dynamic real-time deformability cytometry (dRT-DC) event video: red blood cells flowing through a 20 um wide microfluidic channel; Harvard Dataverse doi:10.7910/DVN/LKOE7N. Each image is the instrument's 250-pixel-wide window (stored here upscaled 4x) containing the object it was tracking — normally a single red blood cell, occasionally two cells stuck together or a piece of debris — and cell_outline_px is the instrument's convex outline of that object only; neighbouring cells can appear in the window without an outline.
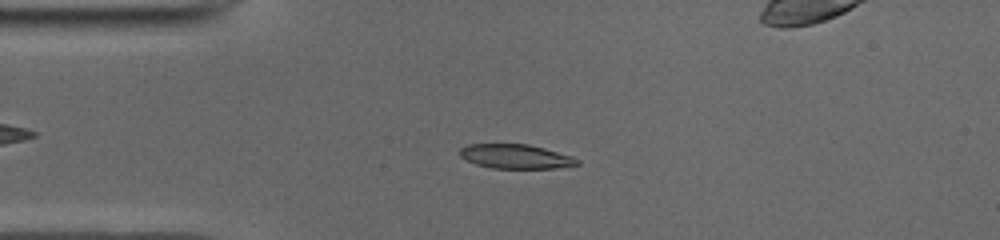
{"species": "common noctule bat (a hibernating species)", "species_latin": "Nyctalus noctula", "temperature_condition": "cold", "stored_images_in_passage": 50, "camera_frame_rate_fps": 3000, "um_per_image_px": 0.085, "animal": {"sex": "male", "body_mass_g": 19.0, "forearm_length_mm": 50.8}, "frame": {"image": 1, "passage_image": 11, "time_ms": 3.333, "image_size_px": [1000, 240], "cell_outline_px": [[580, 164], [556, 168], [492, 168], [476, 164], [460, 156], [460, 148], [468, 144], [528, 144], [544, 148], [572, 156], [580, 160]], "centroid_in_image_um": [43.85, 13.3], "position_along_channel_um": 41.2, "area_um2": 16.53}}
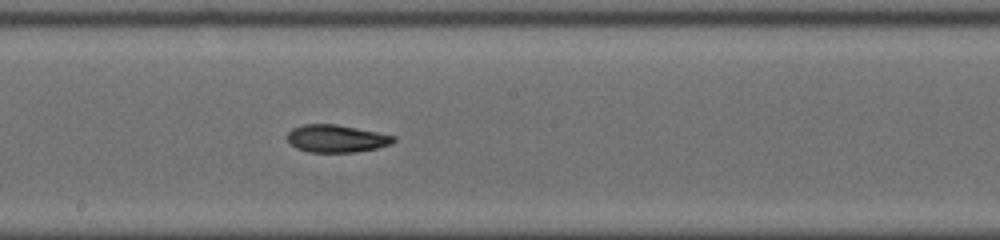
{"frame": {"image": 2, "passage_image": 26, "time_ms": 8.333, "image_size_px": [1000, 240], "cell_outline_px": [[396, 140], [392, 144], [376, 148], [356, 152], [308, 152], [296, 148], [288, 140], [288, 132], [292, 128], [304, 124], [336, 124], [396, 136]], "centroid_in_image_um": [28.6, 11.78], "position_along_channel_um": 219.6, "area_um2": 16.99}}
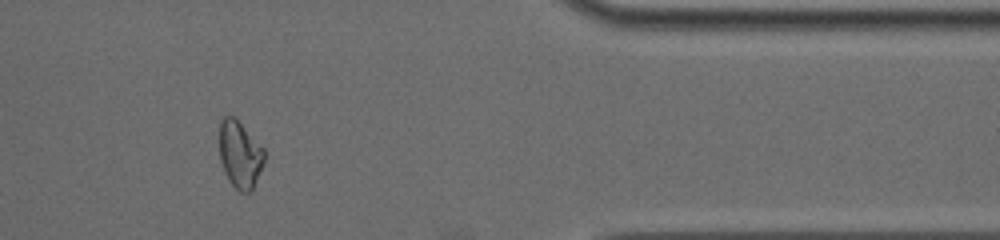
{"frame": {"image": 3, "passage_image": 41, "time_ms": 13.333, "image_size_px": [1000, 240], "cell_outline_px": [[264, 160], [252, 188], [248, 192], [240, 192], [228, 180], [224, 172], [220, 160], [220, 120], [224, 116], [232, 116], [264, 148]], "centroid_in_image_um": [20.37, 13.13], "position_along_channel_um": 391.0, "area_um2": 17.05}, "authors_computed_cell_mechanics": {"area_um2": 17.2244, "velocity_mm_per_s": 3.9613, "shape_relaxation_time_tau1_ms": 3.3924, "shape_relaxation_time_tau2_ms": 4.829, "deformation_change_tau1": 0.137, "deformation_change_tau2": 0.1009}}